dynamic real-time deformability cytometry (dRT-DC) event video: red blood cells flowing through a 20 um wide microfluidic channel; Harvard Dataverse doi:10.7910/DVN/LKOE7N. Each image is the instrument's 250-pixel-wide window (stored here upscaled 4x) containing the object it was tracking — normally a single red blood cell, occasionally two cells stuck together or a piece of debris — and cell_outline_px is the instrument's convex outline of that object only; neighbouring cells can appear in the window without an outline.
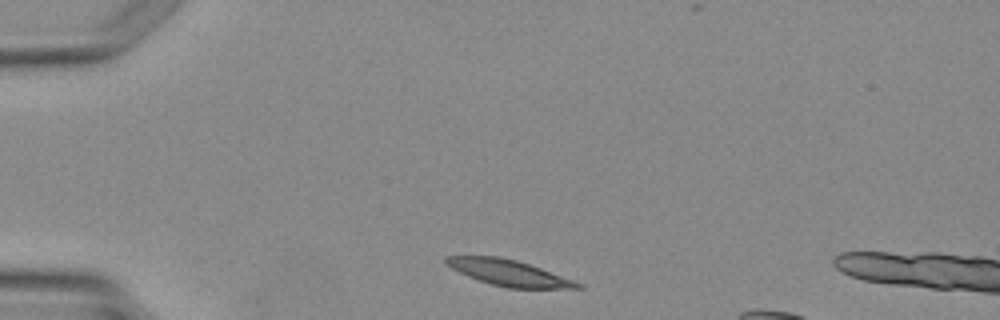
{"species": "Egyptian fruit bat (a non-hibernating species)", "species_latin": "Rousettus aegyptiacus", "temperature_condition": "warm", "stored_images_in_passage": 2, "camera_frame_rate_fps": 3000, "um_per_image_px": 0.085, "animal": {"sex": "female"}, "frame": {"image": 1, "passage_image": 1, "time_ms": 0.0, "image_size_px": [1000, 320], "cell_outline_px": [[584, 288], [508, 288], [492, 284], [468, 276], [452, 268], [444, 260], [448, 256], [500, 256], [516, 260], [540, 268], [584, 284]], "centroid_in_image_um": [43.28, 23.19], "position_along_channel_um": 41.7, "area_um2": 19.48}}